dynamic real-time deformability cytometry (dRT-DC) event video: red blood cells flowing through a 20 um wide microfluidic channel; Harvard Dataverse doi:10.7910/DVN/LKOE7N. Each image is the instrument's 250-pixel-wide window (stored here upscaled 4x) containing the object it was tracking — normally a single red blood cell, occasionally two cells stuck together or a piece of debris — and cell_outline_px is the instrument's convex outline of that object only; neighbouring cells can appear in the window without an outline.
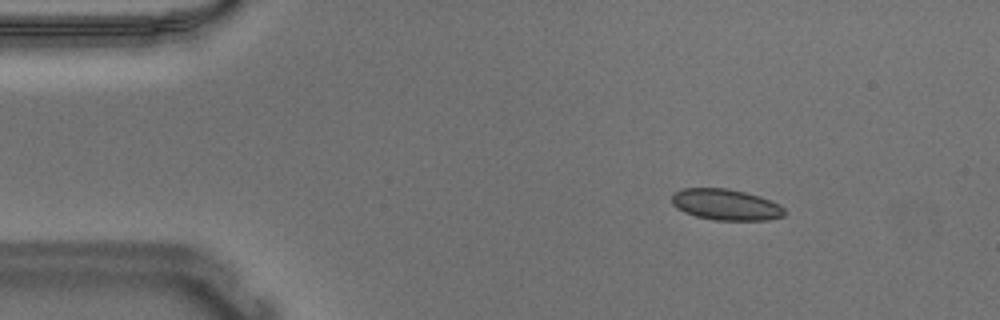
{"species": "Egyptian fruit bat (a non-hibernating species)", "species_latin": "Rousettus aegyptiacus", "temperature_condition": "warm", "stored_images_in_passage": 55, "camera_frame_rate_fps": 3000, "um_per_image_px": 0.085, "animal": {"sex": "male"}, "frame": {"image": 1, "passage_image": 8, "time_ms": 2.333, "image_size_px": [1000, 320], "cell_outline_px": [[784, 216], [768, 220], [716, 220], [696, 216], [684, 212], [676, 208], [672, 204], [672, 192], [684, 188], [728, 188], [760, 196], [780, 204], [784, 208]], "centroid_in_image_um": [61.68, 17.39], "position_along_channel_um": 23.3, "area_um2": 20.52}}
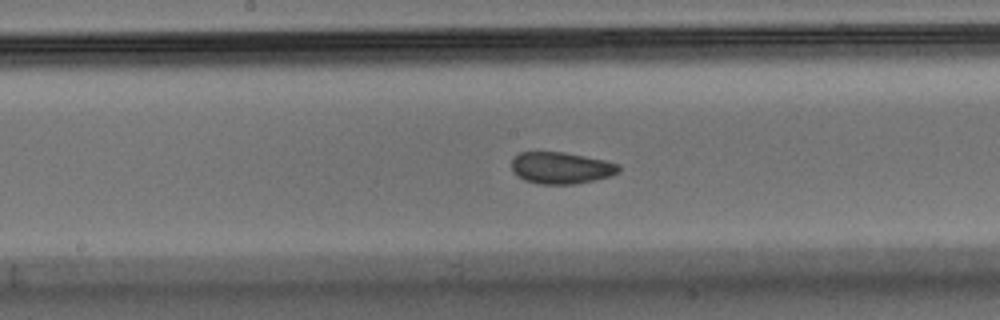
{"frame": {"image": 2, "passage_image": 28, "time_ms": 9.0, "image_size_px": [1000, 320], "cell_outline_px": [[620, 172], [612, 176], [576, 184], [540, 184], [524, 180], [516, 176], [512, 172], [512, 160], [520, 152], [564, 152], [604, 160], [620, 164]], "centroid_in_image_um": [47.7, 14.28], "position_along_channel_um": 200.5, "area_um2": 19.94}}
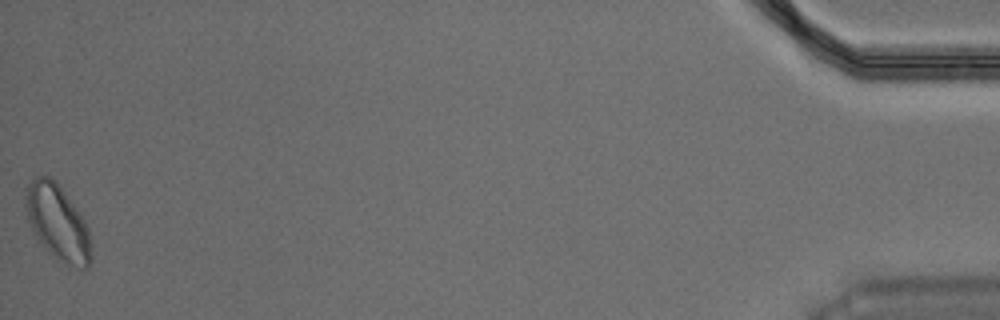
{"frame": {"image": 3, "passage_image": 55, "time_ms": 18.0, "image_size_px": [1000, 320], "cell_outline_px": [[92, 260], [88, 268], [68, 268], [56, 260], [48, 252], [36, 236], [28, 220], [24, 196], [28, 184], [36, 176], [48, 176], [56, 180], [76, 208], [84, 220], [88, 228], [92, 256]], "centroid_in_image_um": [4.91, 18.96], "position_along_channel_um": 430.3, "area_um2": 29.07}, "authors_computed_cell_mechanics": {"area_um2": 20.3456, "velocity_mm_per_s": 3.6517, "shape_relaxation_time_tau1_ms": 8.5029, "shape_relaxation_time_tau2_ms": 1.5924, "deformation_change_tau1": 0.1062, "deformation_change_tau2": 0.0516}}